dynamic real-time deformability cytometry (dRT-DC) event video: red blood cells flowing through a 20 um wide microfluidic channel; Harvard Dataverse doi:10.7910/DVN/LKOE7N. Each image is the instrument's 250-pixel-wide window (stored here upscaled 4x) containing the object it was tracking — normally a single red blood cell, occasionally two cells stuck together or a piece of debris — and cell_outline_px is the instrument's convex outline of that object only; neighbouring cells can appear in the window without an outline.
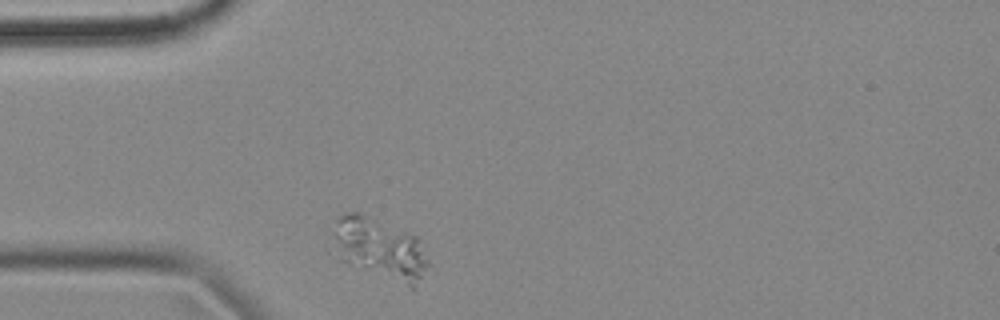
{"species": "common noctule bat (a hibernating species)", "species_latin": "Nyctalus noctula", "temperature_condition": "cold", "stored_images_in_passage": 1, "camera_frame_rate_fps": 3000, "um_per_image_px": 0.085, "animal": {"sex": "female", "body_mass_g": 18.4}, "frame": {"image": 1, "passage_image": 1, "time_ms": 0.0, "image_size_px": [1000, 320], "cell_outline_px": [[428, 264], [416, 288], [412, 288], [340, 260], [332, 236], [332, 232], [336, 216], [348, 212], [360, 212], [416, 236], [420, 240]], "centroid_in_image_um": [32.25, 21.1], "position_along_channel_um": 52.7, "area_um2": 33.64}}